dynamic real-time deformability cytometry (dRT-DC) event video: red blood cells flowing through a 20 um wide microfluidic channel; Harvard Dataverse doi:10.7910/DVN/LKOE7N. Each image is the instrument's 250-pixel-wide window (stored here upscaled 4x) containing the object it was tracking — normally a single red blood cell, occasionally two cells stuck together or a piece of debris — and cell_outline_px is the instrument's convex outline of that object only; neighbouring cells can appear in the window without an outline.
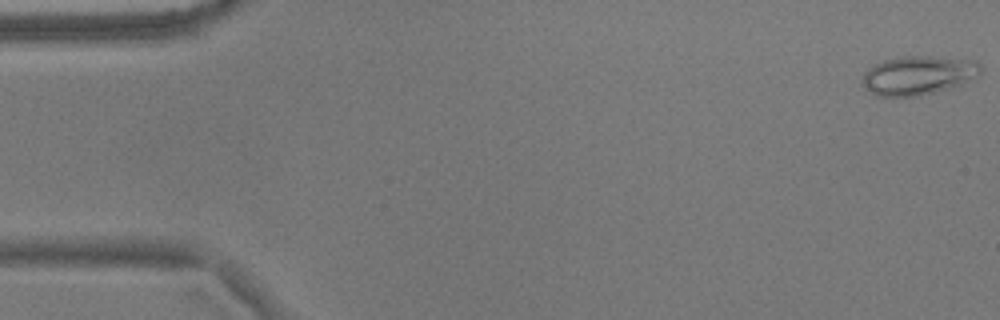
{"species": "common noctule bat (a hibernating species)", "species_latin": "Nyctalus noctula", "temperature_condition": "warm", "stored_images_in_passage": 55, "camera_frame_rate_fps": 3000, "um_per_image_px": 0.085, "animal": {"sex": "male", "body_mass_g": 17.9}, "frame": {"image": 1, "passage_image": 1, "time_ms": 0.0, "image_size_px": [1000, 320], "cell_outline_px": [[984, 68], [980, 76], [960, 84], [932, 92], [916, 96], [876, 96], [860, 84], [864, 72], [868, 68], [884, 60], [900, 56], [932, 56], [976, 60]], "centroid_in_image_um": [78.06, 6.38], "position_along_channel_um": 6.9, "area_um2": 26.99}}
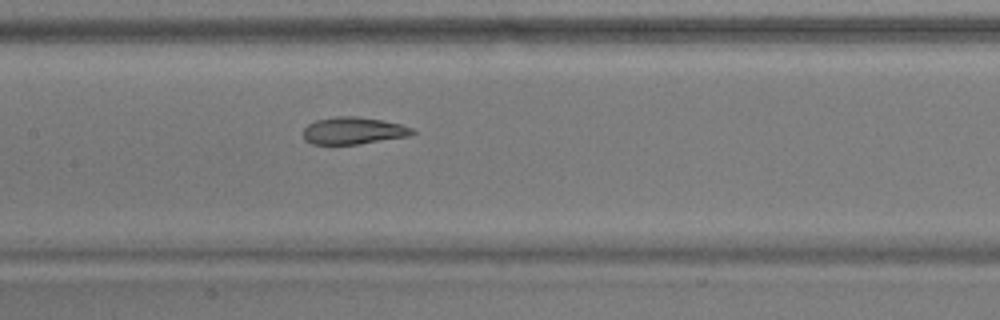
{"frame": {"image": 2, "passage_image": 26, "time_ms": 8.333, "image_size_px": [1000, 320], "cell_outline_px": [[416, 132], [408, 136], [360, 144], [312, 144], [304, 140], [304, 128], [308, 124], [316, 120], [336, 116], [356, 116], [380, 120], [400, 124], [412, 128]], "centroid_in_image_um": [30.01, 11.11], "position_along_channel_um": 177.4, "area_um2": 17.17}}
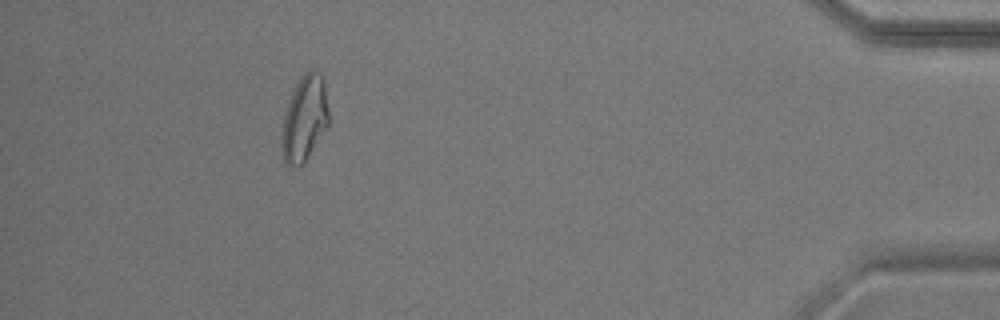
{"frame": {"image": 3, "passage_image": 50, "time_ms": 16.333, "image_size_px": [1000, 320], "cell_outline_px": [[328, 124], [304, 164], [300, 168], [288, 164], [284, 160], [280, 144], [280, 136], [284, 112], [288, 100], [296, 84], [304, 72], [308, 68], [316, 68], [324, 80], [328, 108]], "centroid_in_image_um": [25.86, 10.06], "position_along_channel_um": 409.3, "area_um2": 23.81}, "authors_computed_cell_mechanics": {"area_um2": 20.1722, "velocity_mm_per_s": 3.6367, "shape_relaxation_time_tau1_ms": 11.2481, "shape_relaxation_time_tau2_ms": 1.6835, "deformation_change_tau1": 0.2062, "deformation_change_tau2": 0.0741}}